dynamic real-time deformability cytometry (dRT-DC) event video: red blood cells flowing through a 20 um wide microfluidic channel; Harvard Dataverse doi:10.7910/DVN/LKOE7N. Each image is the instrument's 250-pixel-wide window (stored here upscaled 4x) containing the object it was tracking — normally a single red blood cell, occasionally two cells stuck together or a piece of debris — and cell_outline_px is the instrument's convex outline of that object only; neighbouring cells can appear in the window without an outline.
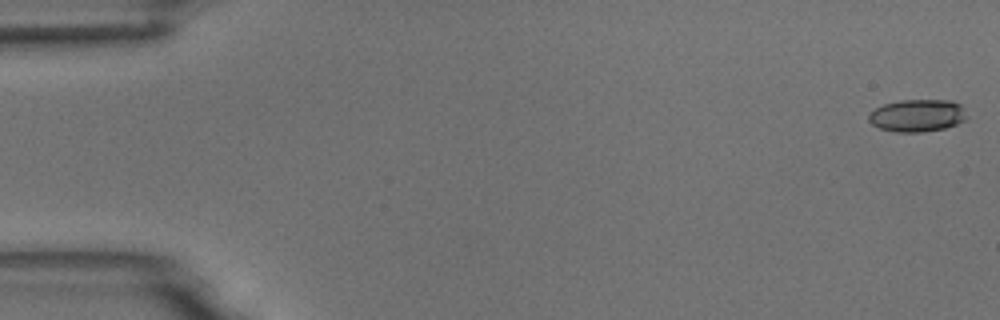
{"species": "common noctule bat (a hibernating species)", "species_latin": "Nyctalus noctula", "temperature_condition": "room temperature", "stored_images_in_passage": 7, "camera_frame_rate_fps": 3000, "um_per_image_px": 0.085, "animal": {"sex": "male", "body_mass_g": 18.8}, "frame": {"image": 1, "passage_image": 1, "time_ms": 0.0, "image_size_px": [1000, 320], "cell_outline_px": [[968, 120], [944, 128], [924, 132], [896, 132], [880, 128], [872, 124], [868, 120], [868, 116], [876, 108], [884, 104], [900, 100], [952, 100], [960, 104], [964, 108], [968, 116]], "centroid_in_image_um": [78.02, 9.82], "position_along_channel_um": 7.0, "area_um2": 18.67}}
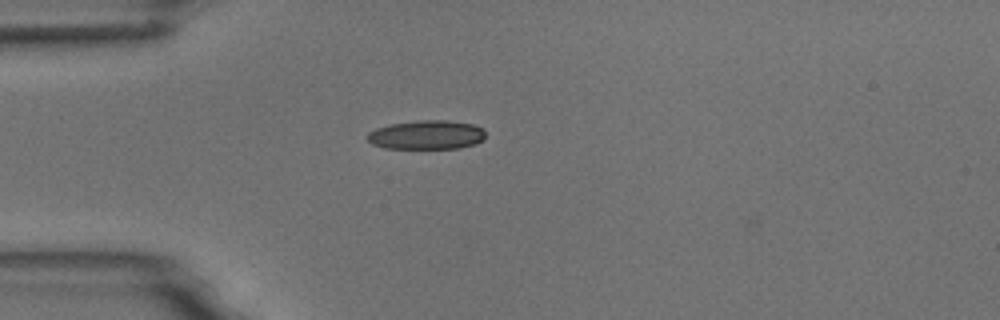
{"frame": {"image": 2, "passage_image": 5, "time_ms": 4.667, "image_size_px": [1000, 320], "cell_outline_px": [[484, 140], [476, 144], [460, 148], [384, 148], [372, 144], [364, 136], [368, 132], [376, 128], [388, 124], [416, 120], [448, 120], [472, 124], [484, 128]], "centroid_in_image_um": [36.24, 11.45], "position_along_channel_um": 48.8, "area_um2": 20.29}}